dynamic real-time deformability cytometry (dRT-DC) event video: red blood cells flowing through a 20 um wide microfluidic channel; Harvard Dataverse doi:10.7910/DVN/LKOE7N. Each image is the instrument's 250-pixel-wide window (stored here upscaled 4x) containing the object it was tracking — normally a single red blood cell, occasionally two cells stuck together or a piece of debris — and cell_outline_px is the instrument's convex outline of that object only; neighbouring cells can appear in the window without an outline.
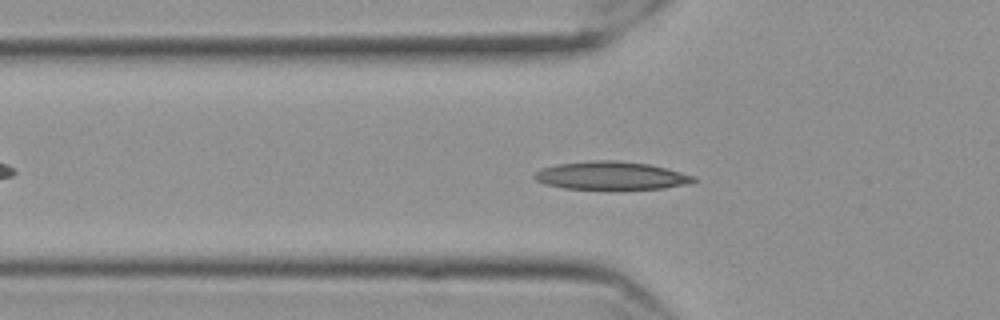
{"species": "Egyptian fruit bat (a non-hibernating species)", "species_latin": "Rousettus aegyptiacus", "temperature_condition": "cold", "stored_images_in_passage": 51, "camera_frame_rate_fps": 3000, "um_per_image_px": 0.085, "frame": {"image": 1, "passage_image": 12, "time_ms": 3.667, "image_size_px": [1000, 320], "cell_outline_px": [[696, 180], [692, 184], [664, 188], [616, 192], [564, 188], [544, 184], [536, 180], [532, 176], [540, 168], [556, 164], [592, 160], [612, 160], [648, 164], [696, 176]], "centroid_in_image_um": [51.95, 14.98], "position_along_channel_um": 73.9, "area_um2": 27.22}}
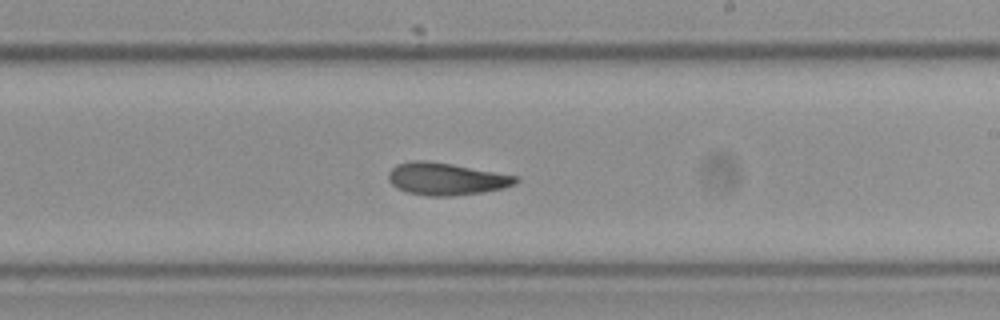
{"frame": {"image": 2, "passage_image": 27, "time_ms": 8.667, "image_size_px": [1000, 320], "cell_outline_px": [[520, 180], [512, 184], [500, 188], [480, 192], [452, 196], [428, 196], [408, 192], [396, 188], [388, 180], [388, 172], [396, 164], [412, 160], [424, 160], [452, 164], [516, 176]], "centroid_in_image_um": [37.84, 15.2], "position_along_channel_um": 251.2, "area_um2": 23.64}}
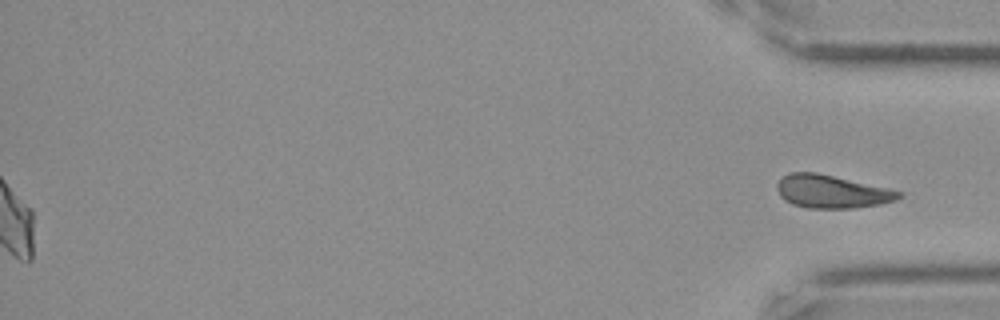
{"frame": {"image": 3, "passage_image": 51, "time_ms": 16.667, "image_size_px": [1000, 320], "cell_outline_px": [[904, 196], [896, 200], [880, 204], [856, 208], [808, 208], [792, 204], [784, 200], [780, 196], [776, 188], [776, 184], [788, 172], [816, 172], [888, 188], [904, 192]], "centroid_in_image_um": [70.71, 16.29], "position_along_channel_um": 364.5, "area_um2": 23.58}}